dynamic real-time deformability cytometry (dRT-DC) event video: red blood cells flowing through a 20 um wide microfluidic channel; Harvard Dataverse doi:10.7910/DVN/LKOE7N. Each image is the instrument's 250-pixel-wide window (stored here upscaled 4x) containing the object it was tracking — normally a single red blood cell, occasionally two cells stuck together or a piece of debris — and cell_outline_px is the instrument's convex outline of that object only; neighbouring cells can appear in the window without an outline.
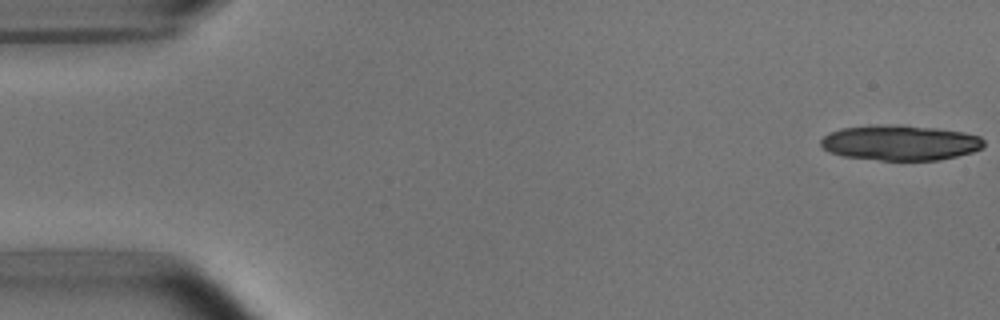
{"species": "common noctule bat (a hibernating species)", "species_latin": "Nyctalus noctula", "temperature_condition": "room temperature", "stored_images_in_passage": 19, "camera_frame_rate_fps": 3000, "um_per_image_px": 0.085, "animal": {"sex": "male", "body_mass_g": 15.6}, "frame": {"image": 1, "passage_image": 1, "time_ms": 0.0, "image_size_px": [1000, 320], "cell_outline_px": [[984, 144], [980, 148], [972, 152], [956, 156], [936, 160], [880, 160], [844, 156], [828, 152], [820, 144], [820, 140], [828, 132], [840, 128], [936, 128], [964, 132], [980, 136], [984, 140]], "centroid_in_image_um": [76.53, 12.19], "position_along_channel_um": 8.5, "area_um2": 32.02}}
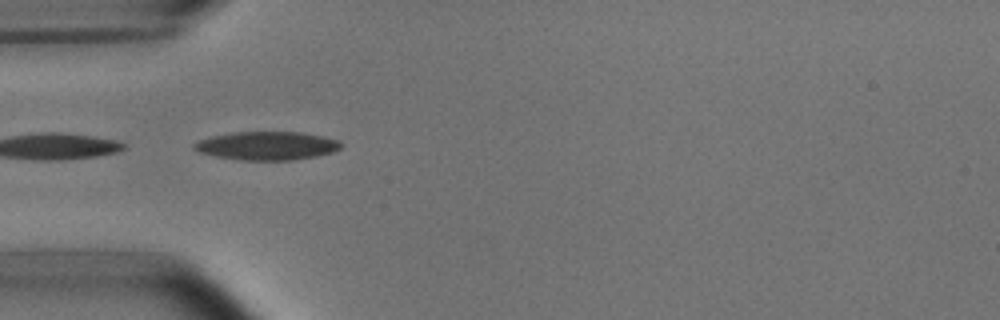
{"frame": {"image": 2, "passage_image": 16, "time_ms": 5.0, "image_size_px": [1000, 320], "cell_outline_px": [[344, 144], [340, 148], [332, 152], [316, 156], [292, 160], [240, 160], [216, 156], [200, 152], [192, 148], [192, 144], [200, 140], [212, 136], [236, 132], [300, 132], [324, 136], [340, 140]], "centroid_in_image_um": [22.73, 12.38], "position_along_channel_um": 62.3, "area_um2": 24.33}}